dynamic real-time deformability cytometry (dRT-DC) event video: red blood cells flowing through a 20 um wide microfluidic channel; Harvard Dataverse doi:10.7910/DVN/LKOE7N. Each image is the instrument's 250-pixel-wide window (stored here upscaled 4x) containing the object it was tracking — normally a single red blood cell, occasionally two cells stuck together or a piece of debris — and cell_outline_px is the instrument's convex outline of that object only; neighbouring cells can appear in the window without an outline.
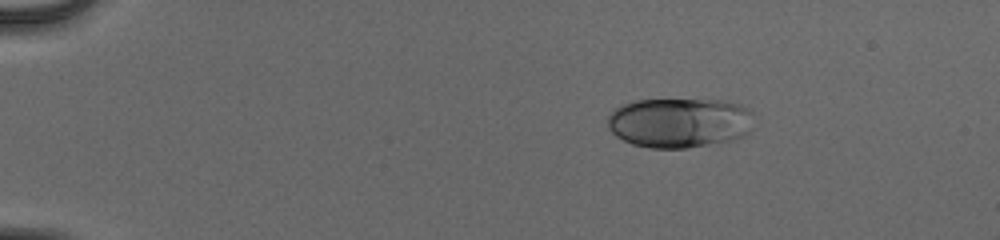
{"species": "human", "species_latin": "Homo sapiens", "temperature_condition": "cold", "stored_images_in_passage": 45, "camera_frame_rate_fps": 3000, "um_per_image_px": 0.085, "donor": {"sex": "male"}, "frame": {"image": 1, "passage_image": 1, "time_ms": 0.0, "image_size_px": [1000, 240], "cell_outline_px": [[752, 132], [744, 136], [732, 140], [688, 148], [652, 148], [632, 144], [616, 136], [608, 128], [608, 116], [616, 108], [624, 104], [636, 100], [728, 100], [740, 104], [748, 108], [752, 112]], "centroid_in_image_um": [57.8, 10.43], "position_along_channel_um": 27.2, "area_um2": 42.83}}
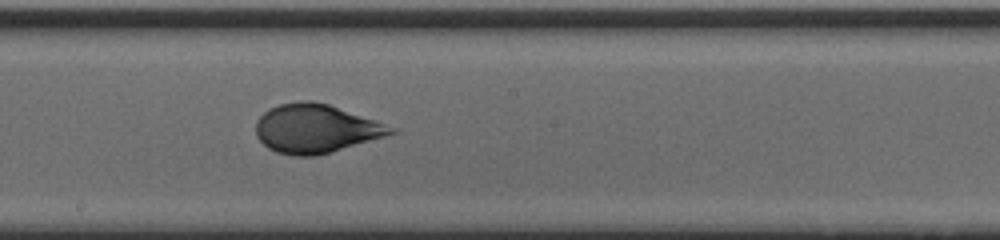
{"frame": {"image": 2, "passage_image": 23, "time_ms": 7.333, "image_size_px": [1000, 240], "cell_outline_px": [[396, 132], [384, 136], [316, 156], [292, 156], [276, 152], [268, 148], [256, 136], [256, 120], [268, 108], [280, 104], [300, 100], [312, 100], [328, 104], [396, 128]], "centroid_in_image_um": [26.77, 10.93], "position_along_channel_um": 221.4, "area_um2": 37.92}}
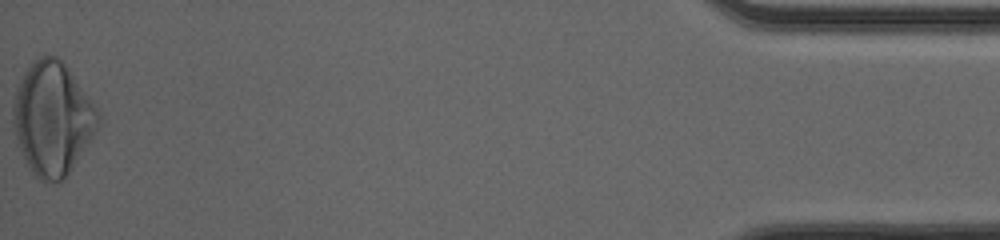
{"frame": {"image": 3, "passage_image": 45, "time_ms": 14.667, "image_size_px": [1000, 240], "cell_outline_px": [[100, 120], [92, 136], [72, 168], [60, 180], [40, 180], [32, 172], [24, 160], [12, 124], [12, 108], [16, 88], [24, 72], [40, 56], [56, 56], [68, 68], [100, 112]], "centroid_in_image_um": [4.44, 10.05], "position_along_channel_um": 430.8, "area_um2": 55.03}, "authors_computed_cell_mechanics": {"area_um2": 39.7664, "velocity_mm_per_s": 3.9835, "shape_relaxation_time_tau1_ms": 3.5395, "shape_relaxation_time_tau2_ms": null, "deformation_change_tau1": 0.1653, "deformation_change_tau2": null}}